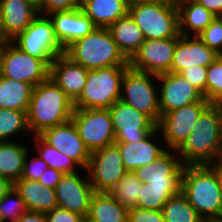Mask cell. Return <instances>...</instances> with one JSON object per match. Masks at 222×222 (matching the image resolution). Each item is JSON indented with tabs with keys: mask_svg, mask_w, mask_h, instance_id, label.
Wrapping results in <instances>:
<instances>
[{
	"mask_svg": "<svg viewBox=\"0 0 222 222\" xmlns=\"http://www.w3.org/2000/svg\"><path fill=\"white\" fill-rule=\"evenodd\" d=\"M108 109L112 118L115 142L140 141L157 127V124L148 115L121 100Z\"/></svg>",
	"mask_w": 222,
	"mask_h": 222,
	"instance_id": "obj_14",
	"label": "cell"
},
{
	"mask_svg": "<svg viewBox=\"0 0 222 222\" xmlns=\"http://www.w3.org/2000/svg\"><path fill=\"white\" fill-rule=\"evenodd\" d=\"M81 7V0H42L40 14L48 15L56 11H67Z\"/></svg>",
	"mask_w": 222,
	"mask_h": 222,
	"instance_id": "obj_41",
	"label": "cell"
},
{
	"mask_svg": "<svg viewBox=\"0 0 222 222\" xmlns=\"http://www.w3.org/2000/svg\"><path fill=\"white\" fill-rule=\"evenodd\" d=\"M48 16L53 23L56 37L64 49L96 28L81 8L56 11Z\"/></svg>",
	"mask_w": 222,
	"mask_h": 222,
	"instance_id": "obj_20",
	"label": "cell"
},
{
	"mask_svg": "<svg viewBox=\"0 0 222 222\" xmlns=\"http://www.w3.org/2000/svg\"><path fill=\"white\" fill-rule=\"evenodd\" d=\"M141 182L134 172L127 171L123 178L108 193L124 207L131 209L137 207Z\"/></svg>",
	"mask_w": 222,
	"mask_h": 222,
	"instance_id": "obj_34",
	"label": "cell"
},
{
	"mask_svg": "<svg viewBox=\"0 0 222 222\" xmlns=\"http://www.w3.org/2000/svg\"><path fill=\"white\" fill-rule=\"evenodd\" d=\"M208 166L215 172L218 182L222 188V158L215 160L208 164Z\"/></svg>",
	"mask_w": 222,
	"mask_h": 222,
	"instance_id": "obj_47",
	"label": "cell"
},
{
	"mask_svg": "<svg viewBox=\"0 0 222 222\" xmlns=\"http://www.w3.org/2000/svg\"><path fill=\"white\" fill-rule=\"evenodd\" d=\"M30 2L32 5H34L36 8H40L42 5V0H26Z\"/></svg>",
	"mask_w": 222,
	"mask_h": 222,
	"instance_id": "obj_51",
	"label": "cell"
},
{
	"mask_svg": "<svg viewBox=\"0 0 222 222\" xmlns=\"http://www.w3.org/2000/svg\"><path fill=\"white\" fill-rule=\"evenodd\" d=\"M200 5H203L215 17L222 15V0H195Z\"/></svg>",
	"mask_w": 222,
	"mask_h": 222,
	"instance_id": "obj_45",
	"label": "cell"
},
{
	"mask_svg": "<svg viewBox=\"0 0 222 222\" xmlns=\"http://www.w3.org/2000/svg\"><path fill=\"white\" fill-rule=\"evenodd\" d=\"M184 167L176 150L167 149L151 164L141 166L134 173L149 189L181 190Z\"/></svg>",
	"mask_w": 222,
	"mask_h": 222,
	"instance_id": "obj_12",
	"label": "cell"
},
{
	"mask_svg": "<svg viewBox=\"0 0 222 222\" xmlns=\"http://www.w3.org/2000/svg\"><path fill=\"white\" fill-rule=\"evenodd\" d=\"M34 86L0 75V109L28 111Z\"/></svg>",
	"mask_w": 222,
	"mask_h": 222,
	"instance_id": "obj_30",
	"label": "cell"
},
{
	"mask_svg": "<svg viewBox=\"0 0 222 222\" xmlns=\"http://www.w3.org/2000/svg\"><path fill=\"white\" fill-rule=\"evenodd\" d=\"M176 43L177 37L145 40L129 60V66L155 75L170 72Z\"/></svg>",
	"mask_w": 222,
	"mask_h": 222,
	"instance_id": "obj_16",
	"label": "cell"
},
{
	"mask_svg": "<svg viewBox=\"0 0 222 222\" xmlns=\"http://www.w3.org/2000/svg\"><path fill=\"white\" fill-rule=\"evenodd\" d=\"M15 222H47L44 212L27 211Z\"/></svg>",
	"mask_w": 222,
	"mask_h": 222,
	"instance_id": "obj_46",
	"label": "cell"
},
{
	"mask_svg": "<svg viewBox=\"0 0 222 222\" xmlns=\"http://www.w3.org/2000/svg\"><path fill=\"white\" fill-rule=\"evenodd\" d=\"M184 165H208L222 158V105L211 103L176 150Z\"/></svg>",
	"mask_w": 222,
	"mask_h": 222,
	"instance_id": "obj_1",
	"label": "cell"
},
{
	"mask_svg": "<svg viewBox=\"0 0 222 222\" xmlns=\"http://www.w3.org/2000/svg\"><path fill=\"white\" fill-rule=\"evenodd\" d=\"M162 213L165 222H206L182 192L164 204Z\"/></svg>",
	"mask_w": 222,
	"mask_h": 222,
	"instance_id": "obj_32",
	"label": "cell"
},
{
	"mask_svg": "<svg viewBox=\"0 0 222 222\" xmlns=\"http://www.w3.org/2000/svg\"><path fill=\"white\" fill-rule=\"evenodd\" d=\"M64 54L88 70L129 65V60L118 48L108 28L96 27L68 46Z\"/></svg>",
	"mask_w": 222,
	"mask_h": 222,
	"instance_id": "obj_4",
	"label": "cell"
},
{
	"mask_svg": "<svg viewBox=\"0 0 222 222\" xmlns=\"http://www.w3.org/2000/svg\"><path fill=\"white\" fill-rule=\"evenodd\" d=\"M81 171L83 174L79 171L64 174L55 187V194L59 207L79 213L86 219L89 214L90 201L95 191L90 184L87 170L81 169Z\"/></svg>",
	"mask_w": 222,
	"mask_h": 222,
	"instance_id": "obj_15",
	"label": "cell"
},
{
	"mask_svg": "<svg viewBox=\"0 0 222 222\" xmlns=\"http://www.w3.org/2000/svg\"><path fill=\"white\" fill-rule=\"evenodd\" d=\"M181 192L206 221H222V188L208 165H185Z\"/></svg>",
	"mask_w": 222,
	"mask_h": 222,
	"instance_id": "obj_3",
	"label": "cell"
},
{
	"mask_svg": "<svg viewBox=\"0 0 222 222\" xmlns=\"http://www.w3.org/2000/svg\"><path fill=\"white\" fill-rule=\"evenodd\" d=\"M128 67L129 65H116L89 70L83 91L73 103V107L79 109L110 108L120 100L122 78Z\"/></svg>",
	"mask_w": 222,
	"mask_h": 222,
	"instance_id": "obj_5",
	"label": "cell"
},
{
	"mask_svg": "<svg viewBox=\"0 0 222 222\" xmlns=\"http://www.w3.org/2000/svg\"><path fill=\"white\" fill-rule=\"evenodd\" d=\"M181 190L149 189L146 183L142 184L139 192L137 207L150 210H162L164 204Z\"/></svg>",
	"mask_w": 222,
	"mask_h": 222,
	"instance_id": "obj_37",
	"label": "cell"
},
{
	"mask_svg": "<svg viewBox=\"0 0 222 222\" xmlns=\"http://www.w3.org/2000/svg\"><path fill=\"white\" fill-rule=\"evenodd\" d=\"M73 102L64 91L49 77L34 87L27 122L31 136L69 121L73 114Z\"/></svg>",
	"mask_w": 222,
	"mask_h": 222,
	"instance_id": "obj_2",
	"label": "cell"
},
{
	"mask_svg": "<svg viewBox=\"0 0 222 222\" xmlns=\"http://www.w3.org/2000/svg\"><path fill=\"white\" fill-rule=\"evenodd\" d=\"M219 56L220 54L210 49L199 37L179 35L170 72L181 73L196 65L208 67Z\"/></svg>",
	"mask_w": 222,
	"mask_h": 222,
	"instance_id": "obj_19",
	"label": "cell"
},
{
	"mask_svg": "<svg viewBox=\"0 0 222 222\" xmlns=\"http://www.w3.org/2000/svg\"><path fill=\"white\" fill-rule=\"evenodd\" d=\"M126 0H81L82 11L98 28H109L128 14Z\"/></svg>",
	"mask_w": 222,
	"mask_h": 222,
	"instance_id": "obj_25",
	"label": "cell"
},
{
	"mask_svg": "<svg viewBox=\"0 0 222 222\" xmlns=\"http://www.w3.org/2000/svg\"><path fill=\"white\" fill-rule=\"evenodd\" d=\"M128 14L143 32L145 40L180 35L176 3L132 4L128 6Z\"/></svg>",
	"mask_w": 222,
	"mask_h": 222,
	"instance_id": "obj_6",
	"label": "cell"
},
{
	"mask_svg": "<svg viewBox=\"0 0 222 222\" xmlns=\"http://www.w3.org/2000/svg\"><path fill=\"white\" fill-rule=\"evenodd\" d=\"M39 136L50 146L72 158L81 169H87L91 153L79 136L72 119L44 130Z\"/></svg>",
	"mask_w": 222,
	"mask_h": 222,
	"instance_id": "obj_18",
	"label": "cell"
},
{
	"mask_svg": "<svg viewBox=\"0 0 222 222\" xmlns=\"http://www.w3.org/2000/svg\"><path fill=\"white\" fill-rule=\"evenodd\" d=\"M30 133L27 112L13 109H0V141H12L11 137H18Z\"/></svg>",
	"mask_w": 222,
	"mask_h": 222,
	"instance_id": "obj_33",
	"label": "cell"
},
{
	"mask_svg": "<svg viewBox=\"0 0 222 222\" xmlns=\"http://www.w3.org/2000/svg\"><path fill=\"white\" fill-rule=\"evenodd\" d=\"M8 42H10V40L7 38L6 34L4 33L3 26H2V20L0 17V48Z\"/></svg>",
	"mask_w": 222,
	"mask_h": 222,
	"instance_id": "obj_50",
	"label": "cell"
},
{
	"mask_svg": "<svg viewBox=\"0 0 222 222\" xmlns=\"http://www.w3.org/2000/svg\"><path fill=\"white\" fill-rule=\"evenodd\" d=\"M14 187L29 211L46 213L58 206L55 189L48 188L37 180L20 178L14 183Z\"/></svg>",
	"mask_w": 222,
	"mask_h": 222,
	"instance_id": "obj_26",
	"label": "cell"
},
{
	"mask_svg": "<svg viewBox=\"0 0 222 222\" xmlns=\"http://www.w3.org/2000/svg\"><path fill=\"white\" fill-rule=\"evenodd\" d=\"M86 170L95 192L110 191L127 172L115 144L92 152Z\"/></svg>",
	"mask_w": 222,
	"mask_h": 222,
	"instance_id": "obj_13",
	"label": "cell"
},
{
	"mask_svg": "<svg viewBox=\"0 0 222 222\" xmlns=\"http://www.w3.org/2000/svg\"><path fill=\"white\" fill-rule=\"evenodd\" d=\"M11 42L21 51L44 60L49 66L58 56L65 53L48 15L39 14L26 30Z\"/></svg>",
	"mask_w": 222,
	"mask_h": 222,
	"instance_id": "obj_8",
	"label": "cell"
},
{
	"mask_svg": "<svg viewBox=\"0 0 222 222\" xmlns=\"http://www.w3.org/2000/svg\"><path fill=\"white\" fill-rule=\"evenodd\" d=\"M157 85V75L138 71L129 66L122 78L120 100L148 115L158 124L161 113Z\"/></svg>",
	"mask_w": 222,
	"mask_h": 222,
	"instance_id": "obj_7",
	"label": "cell"
},
{
	"mask_svg": "<svg viewBox=\"0 0 222 222\" xmlns=\"http://www.w3.org/2000/svg\"><path fill=\"white\" fill-rule=\"evenodd\" d=\"M24 158V167L21 178H25L28 180H37L41 177V175L45 172L48 165L47 163L36 155L34 157L28 158V154Z\"/></svg>",
	"mask_w": 222,
	"mask_h": 222,
	"instance_id": "obj_39",
	"label": "cell"
},
{
	"mask_svg": "<svg viewBox=\"0 0 222 222\" xmlns=\"http://www.w3.org/2000/svg\"><path fill=\"white\" fill-rule=\"evenodd\" d=\"M27 211L24 200L14 186L0 200L1 222H15Z\"/></svg>",
	"mask_w": 222,
	"mask_h": 222,
	"instance_id": "obj_35",
	"label": "cell"
},
{
	"mask_svg": "<svg viewBox=\"0 0 222 222\" xmlns=\"http://www.w3.org/2000/svg\"><path fill=\"white\" fill-rule=\"evenodd\" d=\"M33 141L35 151L43 159L48 167H51L62 174H72L80 171L81 167L70 157L58 151L46 143L39 135H34ZM79 168V170H77Z\"/></svg>",
	"mask_w": 222,
	"mask_h": 222,
	"instance_id": "obj_31",
	"label": "cell"
},
{
	"mask_svg": "<svg viewBox=\"0 0 222 222\" xmlns=\"http://www.w3.org/2000/svg\"><path fill=\"white\" fill-rule=\"evenodd\" d=\"M157 82L161 115L192 103L209 102L180 73L159 74Z\"/></svg>",
	"mask_w": 222,
	"mask_h": 222,
	"instance_id": "obj_17",
	"label": "cell"
},
{
	"mask_svg": "<svg viewBox=\"0 0 222 222\" xmlns=\"http://www.w3.org/2000/svg\"><path fill=\"white\" fill-rule=\"evenodd\" d=\"M39 10L26 0H0V17L7 38L11 41L32 23Z\"/></svg>",
	"mask_w": 222,
	"mask_h": 222,
	"instance_id": "obj_23",
	"label": "cell"
},
{
	"mask_svg": "<svg viewBox=\"0 0 222 222\" xmlns=\"http://www.w3.org/2000/svg\"><path fill=\"white\" fill-rule=\"evenodd\" d=\"M108 29L118 48L128 60L133 57L145 41L143 32L129 14L117 20Z\"/></svg>",
	"mask_w": 222,
	"mask_h": 222,
	"instance_id": "obj_28",
	"label": "cell"
},
{
	"mask_svg": "<svg viewBox=\"0 0 222 222\" xmlns=\"http://www.w3.org/2000/svg\"><path fill=\"white\" fill-rule=\"evenodd\" d=\"M50 66L42 59L21 51L11 41L0 48V75L34 87L47 80Z\"/></svg>",
	"mask_w": 222,
	"mask_h": 222,
	"instance_id": "obj_9",
	"label": "cell"
},
{
	"mask_svg": "<svg viewBox=\"0 0 222 222\" xmlns=\"http://www.w3.org/2000/svg\"><path fill=\"white\" fill-rule=\"evenodd\" d=\"M179 34L196 36L216 18L203 5L195 0H177Z\"/></svg>",
	"mask_w": 222,
	"mask_h": 222,
	"instance_id": "obj_24",
	"label": "cell"
},
{
	"mask_svg": "<svg viewBox=\"0 0 222 222\" xmlns=\"http://www.w3.org/2000/svg\"><path fill=\"white\" fill-rule=\"evenodd\" d=\"M129 209L108 192H95L90 201L89 222H128Z\"/></svg>",
	"mask_w": 222,
	"mask_h": 222,
	"instance_id": "obj_27",
	"label": "cell"
},
{
	"mask_svg": "<svg viewBox=\"0 0 222 222\" xmlns=\"http://www.w3.org/2000/svg\"><path fill=\"white\" fill-rule=\"evenodd\" d=\"M14 186V184L6 179L0 176V200H2L6 193Z\"/></svg>",
	"mask_w": 222,
	"mask_h": 222,
	"instance_id": "obj_48",
	"label": "cell"
},
{
	"mask_svg": "<svg viewBox=\"0 0 222 222\" xmlns=\"http://www.w3.org/2000/svg\"><path fill=\"white\" fill-rule=\"evenodd\" d=\"M47 222H83L84 217L79 213L66 210L62 207H55L45 213Z\"/></svg>",
	"mask_w": 222,
	"mask_h": 222,
	"instance_id": "obj_43",
	"label": "cell"
},
{
	"mask_svg": "<svg viewBox=\"0 0 222 222\" xmlns=\"http://www.w3.org/2000/svg\"><path fill=\"white\" fill-rule=\"evenodd\" d=\"M71 119L90 153L115 143L109 109L74 108Z\"/></svg>",
	"mask_w": 222,
	"mask_h": 222,
	"instance_id": "obj_10",
	"label": "cell"
},
{
	"mask_svg": "<svg viewBox=\"0 0 222 222\" xmlns=\"http://www.w3.org/2000/svg\"><path fill=\"white\" fill-rule=\"evenodd\" d=\"M128 222H165L162 210L134 207L129 209Z\"/></svg>",
	"mask_w": 222,
	"mask_h": 222,
	"instance_id": "obj_42",
	"label": "cell"
},
{
	"mask_svg": "<svg viewBox=\"0 0 222 222\" xmlns=\"http://www.w3.org/2000/svg\"><path fill=\"white\" fill-rule=\"evenodd\" d=\"M198 37L210 48L222 55V20L216 17Z\"/></svg>",
	"mask_w": 222,
	"mask_h": 222,
	"instance_id": "obj_38",
	"label": "cell"
},
{
	"mask_svg": "<svg viewBox=\"0 0 222 222\" xmlns=\"http://www.w3.org/2000/svg\"><path fill=\"white\" fill-rule=\"evenodd\" d=\"M207 69L208 67L196 65L186 68L180 74L204 95L206 92Z\"/></svg>",
	"mask_w": 222,
	"mask_h": 222,
	"instance_id": "obj_40",
	"label": "cell"
},
{
	"mask_svg": "<svg viewBox=\"0 0 222 222\" xmlns=\"http://www.w3.org/2000/svg\"><path fill=\"white\" fill-rule=\"evenodd\" d=\"M88 69L73 62L65 54L58 56L50 65L49 77L74 103L86 84Z\"/></svg>",
	"mask_w": 222,
	"mask_h": 222,
	"instance_id": "obj_22",
	"label": "cell"
},
{
	"mask_svg": "<svg viewBox=\"0 0 222 222\" xmlns=\"http://www.w3.org/2000/svg\"><path fill=\"white\" fill-rule=\"evenodd\" d=\"M204 98L210 103H222V55L208 66Z\"/></svg>",
	"mask_w": 222,
	"mask_h": 222,
	"instance_id": "obj_36",
	"label": "cell"
},
{
	"mask_svg": "<svg viewBox=\"0 0 222 222\" xmlns=\"http://www.w3.org/2000/svg\"><path fill=\"white\" fill-rule=\"evenodd\" d=\"M159 133L160 131L156 127L140 141L114 143L119 148L126 171L134 172L141 166L151 164L167 150L164 143L158 145L159 141L154 142V138H157Z\"/></svg>",
	"mask_w": 222,
	"mask_h": 222,
	"instance_id": "obj_21",
	"label": "cell"
},
{
	"mask_svg": "<svg viewBox=\"0 0 222 222\" xmlns=\"http://www.w3.org/2000/svg\"><path fill=\"white\" fill-rule=\"evenodd\" d=\"M29 152L26 144L15 141H0V176L13 184L21 178L24 158Z\"/></svg>",
	"mask_w": 222,
	"mask_h": 222,
	"instance_id": "obj_29",
	"label": "cell"
},
{
	"mask_svg": "<svg viewBox=\"0 0 222 222\" xmlns=\"http://www.w3.org/2000/svg\"><path fill=\"white\" fill-rule=\"evenodd\" d=\"M63 175L64 174H62L61 172H59L51 167H47V169L41 175V177L38 179V181L42 185H44L48 188L55 189V187L57 186L58 182L60 181V179Z\"/></svg>",
	"mask_w": 222,
	"mask_h": 222,
	"instance_id": "obj_44",
	"label": "cell"
},
{
	"mask_svg": "<svg viewBox=\"0 0 222 222\" xmlns=\"http://www.w3.org/2000/svg\"><path fill=\"white\" fill-rule=\"evenodd\" d=\"M177 0H130L132 4H150V3H176Z\"/></svg>",
	"mask_w": 222,
	"mask_h": 222,
	"instance_id": "obj_49",
	"label": "cell"
},
{
	"mask_svg": "<svg viewBox=\"0 0 222 222\" xmlns=\"http://www.w3.org/2000/svg\"><path fill=\"white\" fill-rule=\"evenodd\" d=\"M210 102H196L161 115L157 124L158 137L167 149L177 150L189 136L201 113Z\"/></svg>",
	"mask_w": 222,
	"mask_h": 222,
	"instance_id": "obj_11",
	"label": "cell"
}]
</instances>
